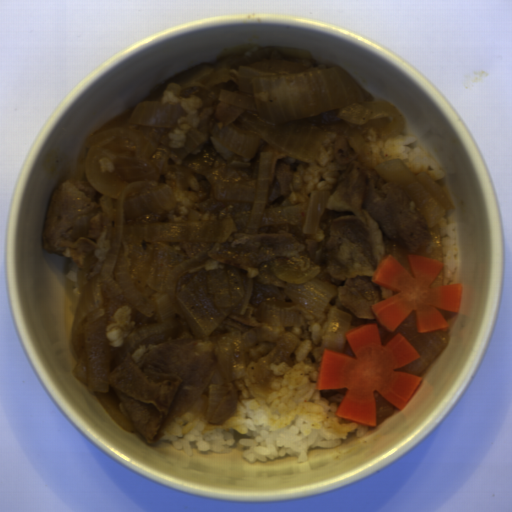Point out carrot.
<instances>
[{
    "mask_svg": "<svg viewBox=\"0 0 512 512\" xmlns=\"http://www.w3.org/2000/svg\"><path fill=\"white\" fill-rule=\"evenodd\" d=\"M355 355L325 349L319 362L315 389L346 388L336 416L367 426H377L374 392L403 409L422 382V377L395 371L420 356L401 335L382 343L375 322L360 324L344 335Z\"/></svg>",
    "mask_w": 512,
    "mask_h": 512,
    "instance_id": "carrot-1",
    "label": "carrot"
},
{
    "mask_svg": "<svg viewBox=\"0 0 512 512\" xmlns=\"http://www.w3.org/2000/svg\"><path fill=\"white\" fill-rule=\"evenodd\" d=\"M408 259L411 273L390 254L371 275V281L397 292L371 306L378 322L392 333L415 311L418 334L449 330L439 310L459 313L463 285L430 287L444 267L442 262L410 254Z\"/></svg>",
    "mask_w": 512,
    "mask_h": 512,
    "instance_id": "carrot-2",
    "label": "carrot"
}]
</instances>
